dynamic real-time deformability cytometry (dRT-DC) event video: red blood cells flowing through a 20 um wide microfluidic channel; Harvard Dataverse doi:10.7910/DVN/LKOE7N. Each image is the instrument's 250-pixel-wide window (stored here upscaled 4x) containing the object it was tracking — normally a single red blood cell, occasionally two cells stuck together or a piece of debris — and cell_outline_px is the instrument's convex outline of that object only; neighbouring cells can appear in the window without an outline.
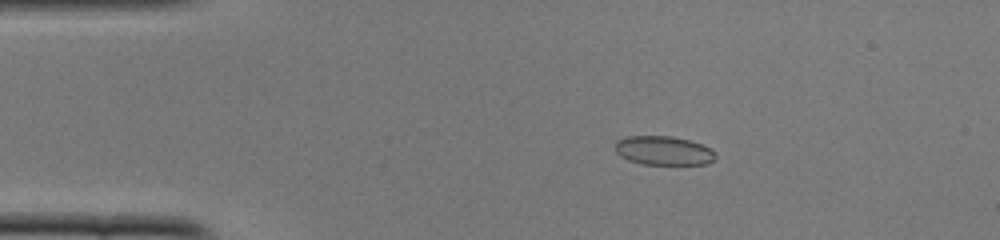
{"species": "common noctule bat (a hibernating species)", "species_latin": "Nyctalus noctula", "temperature_condition": "cold", "stored_images_in_passage": 52, "camera_frame_rate_fps": 3000, "um_per_image_px": 0.085, "animal": {"sex": "female", "body_mass_g": 22.0, "forearm_length_mm": 56.7}, "frame": {"image": 1, "passage_image": 10, "time_ms": 3.0, "image_size_px": [1000, 240], "cell_outline_px": [[716, 156], [708, 164], [640, 164], [628, 160], [620, 156], [616, 152], [616, 140], [624, 136], [672, 136], [688, 140], [700, 144], [708, 148]], "centroid_in_image_um": [56.33, 12.8], "position_along_channel_um": 28.7, "area_um2": 16.82}}
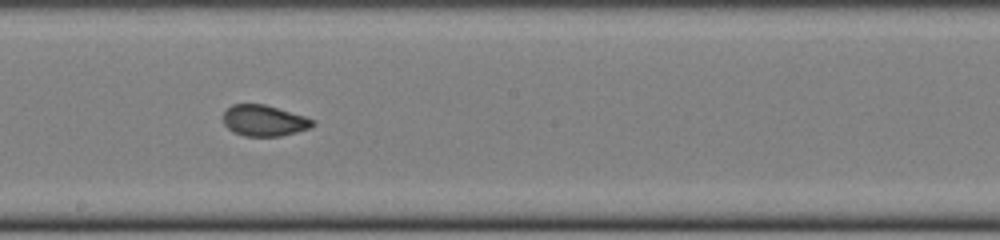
{"frame": {"image": 2, "passage_image": 29, "time_ms": 9.333, "image_size_px": [1000, 240], "cell_outline_px": [[316, 124], [308, 128], [296, 132], [280, 136], [244, 136], [232, 132], [224, 124], [224, 112], [232, 104], [264, 104], [304, 116], [316, 120]], "centroid_in_image_um": [22.45, 10.25], "position_along_channel_um": 225.8, "area_um2": 16.13}}
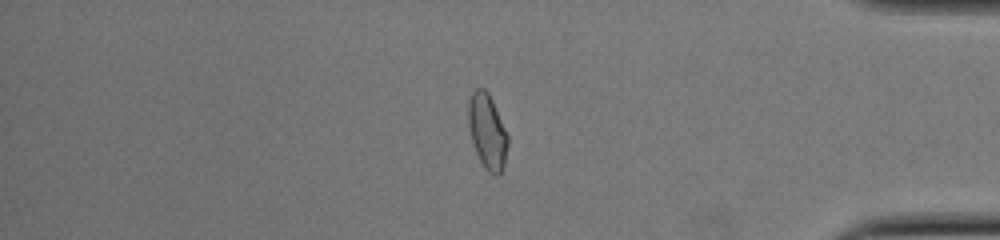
{"frame": {"image": 3, "passage_image": 44, "time_ms": 14.333, "image_size_px": [1000, 240], "cell_outline_px": [[508, 144], [504, 168], [496, 176], [488, 172], [484, 168], [472, 144], [468, 128], [468, 100], [472, 92], [476, 88], [484, 88], [488, 92], [492, 100], [508, 136]], "centroid_in_image_um": [41.4, 11.18], "position_along_channel_um": 393.8, "area_um2": 17.4}, "authors_computed_cell_mechanics": {"area_um2": 16.9643, "velocity_mm_per_s": 3.9285, "shape_relaxation_time_tau1_ms": null, "shape_relaxation_time_tau2_ms": 0.9453, "deformation_change_tau1": null, "deformation_change_tau2": 0.0607}}